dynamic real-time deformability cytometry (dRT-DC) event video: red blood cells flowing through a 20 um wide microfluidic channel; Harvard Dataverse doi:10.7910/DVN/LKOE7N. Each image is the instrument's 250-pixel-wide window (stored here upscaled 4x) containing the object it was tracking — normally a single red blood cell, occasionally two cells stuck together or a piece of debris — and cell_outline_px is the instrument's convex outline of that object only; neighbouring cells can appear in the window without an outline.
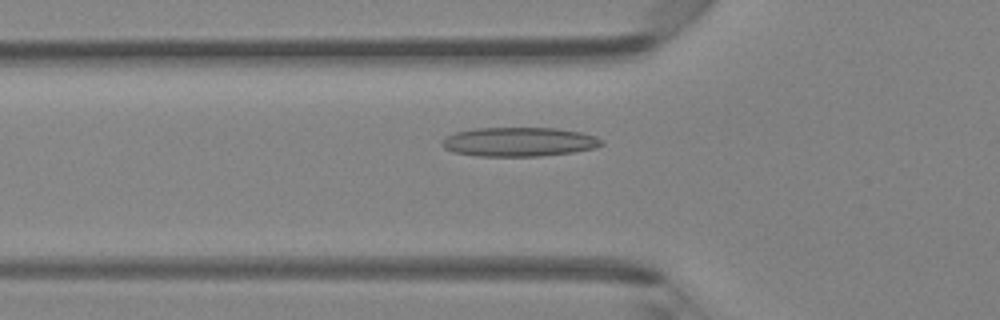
{"species": "Egyptian fruit bat (a non-hibernating species)", "species_latin": "Rousettus aegyptiacus", "temperature_condition": "room temperature", "stored_images_in_passage": 6, "camera_frame_rate_fps": 3000, "um_per_image_px": 0.085, "animal": {"sex": "female"}, "frame": {"image": 1, "passage_image": 6, "time_ms": 1.667, "image_size_px": [1000, 320], "cell_outline_px": [[604, 144], [596, 148], [572, 152], [540, 156], [480, 156], [452, 152], [444, 148], [440, 144], [448, 136], [456, 132], [472, 128], [556, 128], [580, 132], [596, 136], [604, 140]], "centroid_in_image_um": [44.15, 12.06], "position_along_channel_um": 81.7, "area_um2": 27.17}}